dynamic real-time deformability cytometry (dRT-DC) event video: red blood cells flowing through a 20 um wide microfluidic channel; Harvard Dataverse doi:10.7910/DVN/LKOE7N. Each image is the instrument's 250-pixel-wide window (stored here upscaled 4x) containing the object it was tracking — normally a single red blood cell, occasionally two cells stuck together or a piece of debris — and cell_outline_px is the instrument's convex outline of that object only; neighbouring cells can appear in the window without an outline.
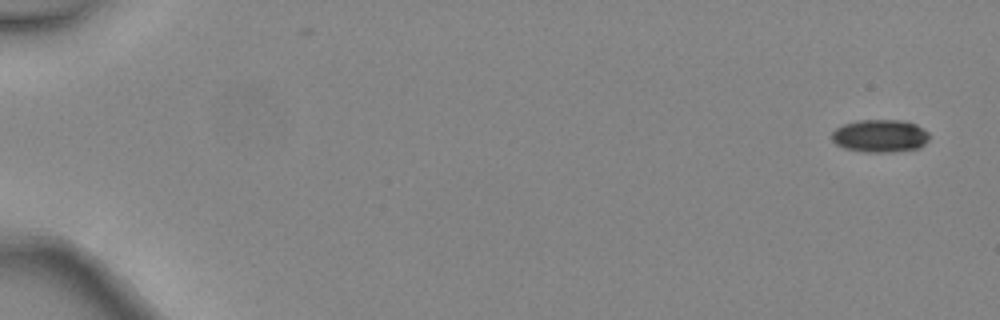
{"species": "common noctule bat (a hibernating species)", "species_latin": "Nyctalus noctula", "temperature_condition": "warm", "stored_images_in_passage": 4, "camera_frame_rate_fps": 3000, "um_per_image_px": 0.085, "animal": {"sex": "female", "body_mass_g": 24.6, "forearm_length_mm": 56.2}, "frame": {"image": 1, "passage_image": 1, "time_ms": 0.0, "image_size_px": [1000, 320], "cell_outline_px": [[928, 140], [920, 148], [892, 152], [864, 152], [844, 148], [836, 144], [832, 140], [832, 132], [836, 128], [844, 124], [856, 120], [904, 120], [916, 124], [928, 132]], "centroid_in_image_um": [74.8, 11.55], "position_along_channel_um": 10.2, "area_um2": 18.73}}
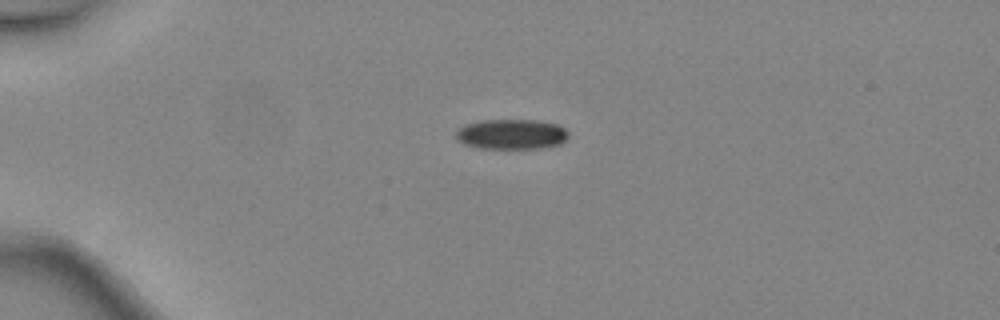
{"frame": {"image": 2, "passage_image": 4, "time_ms": 1.0, "image_size_px": [1000, 320], "cell_outline_px": [[568, 136], [560, 144], [540, 148], [480, 148], [464, 144], [456, 136], [456, 132], [464, 124], [480, 120], [540, 120], [556, 124], [564, 128], [568, 132]], "centroid_in_image_um": [43.48, 11.4], "position_along_channel_um": 41.5, "area_um2": 19.65}}